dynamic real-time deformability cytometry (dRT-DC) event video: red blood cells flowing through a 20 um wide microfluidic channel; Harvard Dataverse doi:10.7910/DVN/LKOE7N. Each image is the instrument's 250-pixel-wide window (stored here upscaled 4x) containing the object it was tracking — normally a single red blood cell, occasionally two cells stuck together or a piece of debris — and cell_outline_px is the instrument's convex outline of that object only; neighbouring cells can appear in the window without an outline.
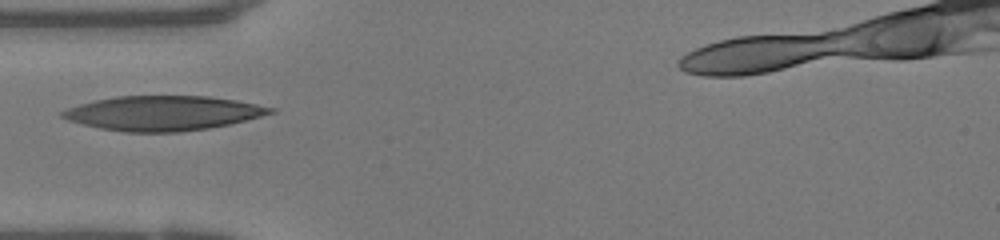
{"species": "human", "species_latin": "Homo sapiens", "temperature_condition": "warm", "stored_images_in_passage": 32, "camera_frame_rate_fps": 3000, "um_per_image_px": 0.085, "donor": {"sex": "female"}, "frame": {"image": 1, "passage_image": 1, "time_ms": 0.0, "image_size_px": [1000, 240], "cell_outline_px": [[276, 112], [228, 124], [208, 128], [180, 132], [124, 132], [100, 128], [68, 120], [60, 116], [60, 112], [68, 108], [80, 104], [96, 100], [116, 96], [208, 96], [236, 100], [276, 108]], "centroid_in_image_um": [13.85, 9.61], "position_along_channel_um": 71.1, "area_um2": 41.67}}
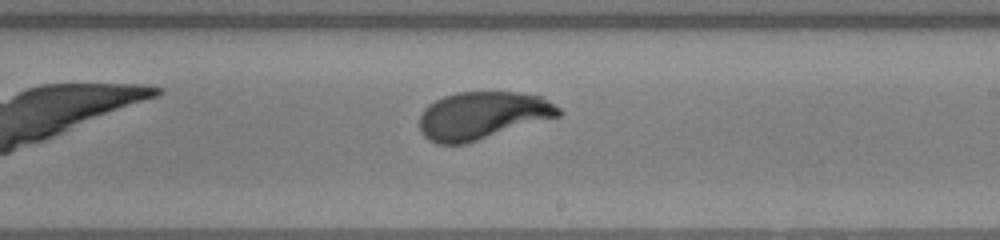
{"frame": {"image": 2, "passage_image": 14, "time_ms": 4.333, "image_size_px": [1000, 240], "cell_outline_px": [[564, 112], [560, 116], [464, 144], [436, 144], [428, 140], [420, 132], [420, 116], [424, 108], [428, 104], [444, 96], [456, 92], [520, 92], [540, 96], [560, 108]], "centroid_in_image_um": [40.99, 9.82], "position_along_channel_um": 248.0, "area_um2": 38.61}}
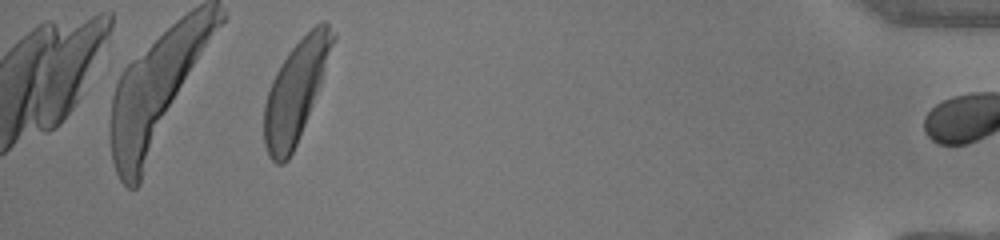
{"frame": {"image": 3, "passage_image": 31, "time_ms": 10.0, "image_size_px": [1000, 240], "cell_outline_px": [[336, 40], [320, 84], [296, 144], [288, 160], [284, 164], [276, 164], [268, 156], [264, 144], [264, 104], [272, 80], [280, 64], [288, 52], [316, 24], [324, 20], [336, 32]], "centroid_in_image_um": [25.13, 7.73], "position_along_channel_um": 410.1, "area_um2": 39.42}}